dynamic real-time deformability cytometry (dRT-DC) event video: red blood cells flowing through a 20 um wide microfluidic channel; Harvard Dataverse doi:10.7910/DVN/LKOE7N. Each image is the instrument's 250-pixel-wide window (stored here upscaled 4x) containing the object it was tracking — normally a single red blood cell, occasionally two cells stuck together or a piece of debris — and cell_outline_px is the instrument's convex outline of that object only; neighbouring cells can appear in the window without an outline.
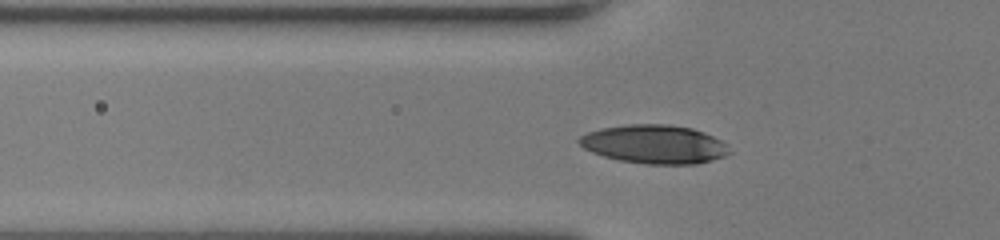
{"species": "human", "species_latin": "Homo sapiens", "temperature_condition": "room temperature", "stored_images_in_passage": 44, "camera_frame_rate_fps": 3000, "um_per_image_px": 0.085, "donor": {"sex": "female"}, "frame": {"image": 1, "passage_image": 11, "time_ms": 3.333, "image_size_px": [1000, 240], "cell_outline_px": [[732, 152], [724, 156], [712, 160], [696, 164], [644, 164], [620, 160], [604, 156], [592, 152], [584, 148], [576, 140], [580, 136], [588, 132], [600, 128], [628, 124], [668, 124], [692, 128], [704, 132], [728, 144]], "centroid_in_image_um": [55.64, 12.26], "position_along_channel_um": 70.2, "area_um2": 33.99}}
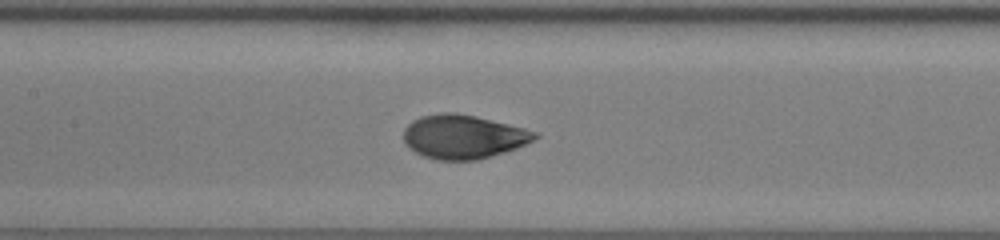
{"frame": {"image": 2, "passage_image": 18, "time_ms": 5.667, "image_size_px": [1000, 240], "cell_outline_px": [[540, 136], [516, 148], [504, 152], [476, 160], [436, 160], [424, 156], [408, 148], [404, 144], [404, 128], [412, 120], [420, 116], [440, 112], [452, 112], [476, 116], [524, 128], [536, 132]], "centroid_in_image_um": [39.33, 11.61], "position_along_channel_um": 168.1, "area_um2": 33.52}}
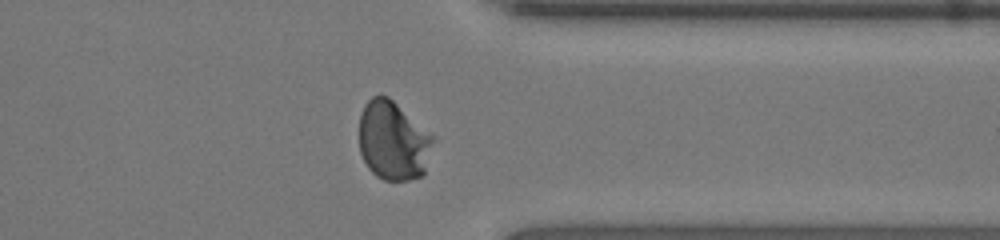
{"frame": {"image": 3, "passage_image": 33, "time_ms": 10.667, "image_size_px": [1000, 240], "cell_outline_px": [[432, 140], [424, 172], [420, 176], [408, 180], [384, 180], [376, 176], [368, 168], [360, 152], [360, 112], [364, 104], [372, 96], [388, 96], [432, 136]], "centroid_in_image_um": [33.35, 11.97], "position_along_channel_um": 378.0, "area_um2": 33.29}, "authors_computed_cell_mechanics": {"area_um2": 33.235, "velocity_mm_per_s": 4.2562, "shape_relaxation_time_tau1_ms": 3.2088, "shape_relaxation_time_tau2_ms": null, "deformation_change_tau1": 0.1901, "deformation_change_tau2": null}}